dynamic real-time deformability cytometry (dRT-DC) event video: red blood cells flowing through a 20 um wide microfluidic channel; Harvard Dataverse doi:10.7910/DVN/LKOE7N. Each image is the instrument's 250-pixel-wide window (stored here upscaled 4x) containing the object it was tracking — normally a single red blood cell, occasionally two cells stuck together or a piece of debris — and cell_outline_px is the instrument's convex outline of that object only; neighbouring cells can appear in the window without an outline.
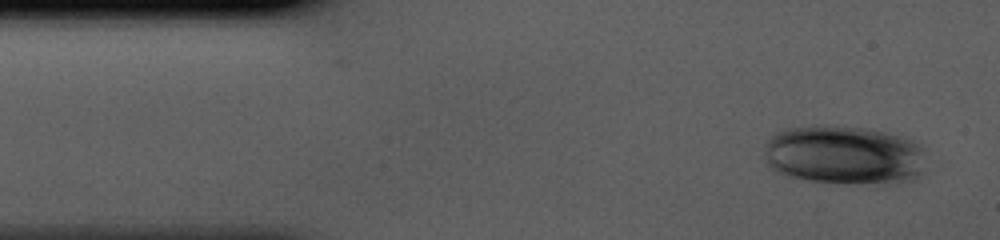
{"species": "human", "species_latin": "Homo sapiens", "temperature_condition": "cold", "stored_images_in_passage": 40, "camera_frame_rate_fps": 3000, "um_per_image_px": 0.085, "donor": {"sex": "male"}, "frame": {"image": 1, "passage_image": 1, "time_ms": 0.0, "image_size_px": [1000, 240], "cell_outline_px": [[924, 172], [916, 180], [900, 184], [836, 184], [808, 180], [784, 176], [776, 172], [768, 164], [764, 156], [764, 144], [776, 132], [788, 128], [816, 124], [824, 124], [868, 128], [884, 132], [912, 140], [920, 148]], "centroid_in_image_um": [71.72, 13.21], "position_along_channel_um": 13.3, "area_um2": 56.93}}
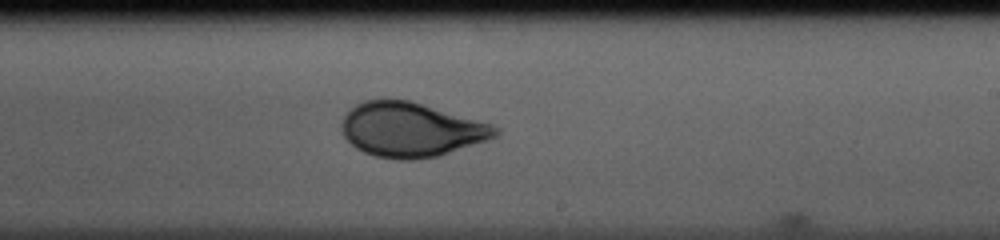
{"frame": {"image": 2, "passage_image": 23, "time_ms": 7.333, "image_size_px": [1000, 240], "cell_outline_px": [[500, 136], [440, 156], [420, 160], [396, 160], [376, 156], [364, 152], [356, 148], [344, 136], [340, 128], [340, 124], [344, 116], [356, 104], [364, 100], [408, 100], [492, 124], [500, 128]], "centroid_in_image_um": [34.96, 11.05], "position_along_channel_um": 254.0, "area_um2": 48.9}}
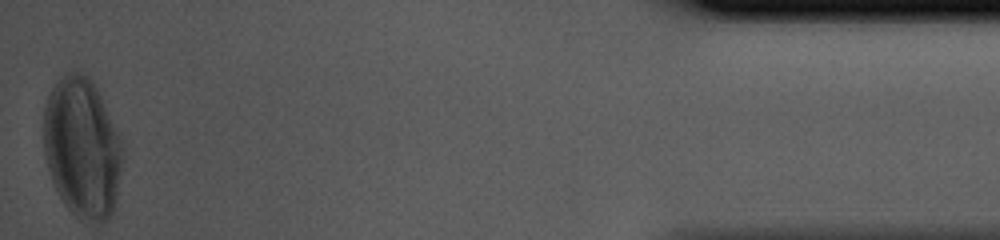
{"frame": {"image": 3, "passage_image": 40, "time_ms": 13.0, "image_size_px": [1000, 240], "cell_outline_px": [[124, 156], [116, 200], [112, 212], [108, 220], [100, 224], [92, 224], [80, 220], [64, 204], [52, 180], [48, 168], [44, 152], [44, 108], [48, 96], [56, 80], [64, 72], [80, 72], [92, 80], [100, 96], [120, 140]], "centroid_in_image_um": [6.98, 12.61], "position_along_channel_um": 428.2, "area_um2": 64.56}}